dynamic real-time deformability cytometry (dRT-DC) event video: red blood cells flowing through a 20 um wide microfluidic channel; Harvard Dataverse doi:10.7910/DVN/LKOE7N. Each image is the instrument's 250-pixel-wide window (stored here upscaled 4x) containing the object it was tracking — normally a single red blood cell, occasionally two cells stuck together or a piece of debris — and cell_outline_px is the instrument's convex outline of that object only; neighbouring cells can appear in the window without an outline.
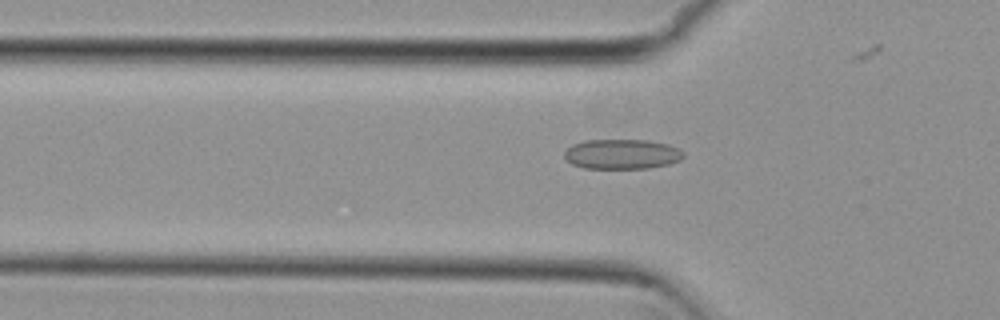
{"species": "common noctule bat (a hibernating species)", "species_latin": "Nyctalus noctula", "temperature_condition": "cold", "stored_images_in_passage": 31, "camera_frame_rate_fps": 3000, "um_per_image_px": 0.085, "animal": {"sex": "female", "body_mass_g": 29.2, "forearm_length_mm": 56.3}, "frame": {"image": 1, "passage_image": 2, "time_ms": 0.333, "image_size_px": [1000, 320], "cell_outline_px": [[684, 156], [680, 160], [668, 164], [648, 168], [584, 168], [572, 164], [564, 156], [564, 152], [572, 144], [584, 140], [648, 140], [668, 144], [680, 148], [684, 152]], "centroid_in_image_um": [52.88, 13.09], "position_along_channel_um": 72.9, "area_um2": 20.81}}
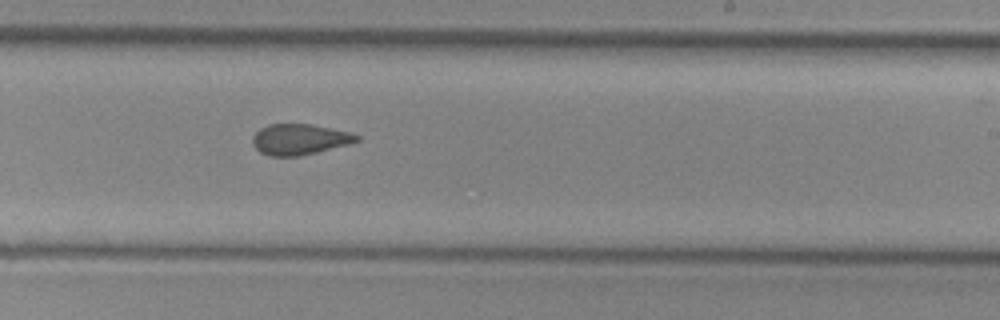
{"frame": {"image": 2, "passage_image": 17, "time_ms": 5.333, "image_size_px": [1000, 320], "cell_outline_px": [[360, 140], [348, 144], [300, 156], [272, 156], [260, 152], [252, 144], [252, 136], [260, 128], [268, 124], [312, 124], [348, 132], [360, 136]], "centroid_in_image_um": [25.43, 11.84], "position_along_channel_um": 263.6, "area_um2": 18.55}}
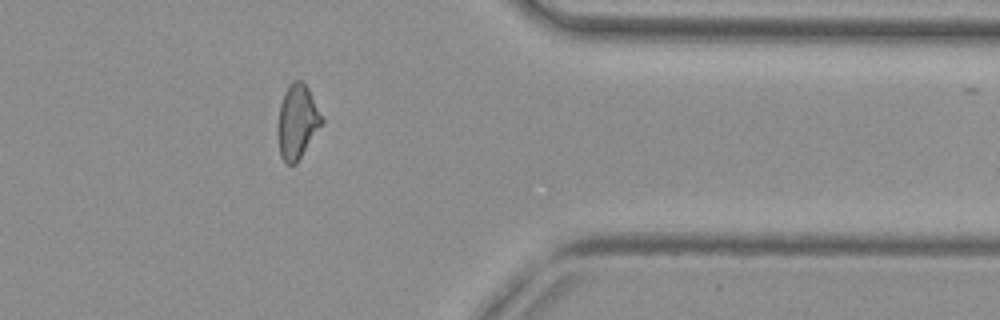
{"frame": {"image": 3, "passage_image": 28, "time_ms": 9.0, "image_size_px": [1000, 320], "cell_outline_px": [[324, 124], [296, 164], [284, 164], [280, 156], [276, 132], [276, 128], [280, 104], [284, 92], [292, 80], [304, 80], [324, 120]], "centroid_in_image_um": [25.25, 10.37], "position_along_channel_um": 386.1, "area_um2": 19.59}, "authors_computed_cell_mechanics": {"area_um2": 19.2474, "velocity_mm_per_s": 3.7962, "shape_relaxation_time_tau1_ms": null, "shape_relaxation_time_tau2_ms": 2.8985, "deformation_change_tau1": null, "deformation_change_tau2": 0.0935}}